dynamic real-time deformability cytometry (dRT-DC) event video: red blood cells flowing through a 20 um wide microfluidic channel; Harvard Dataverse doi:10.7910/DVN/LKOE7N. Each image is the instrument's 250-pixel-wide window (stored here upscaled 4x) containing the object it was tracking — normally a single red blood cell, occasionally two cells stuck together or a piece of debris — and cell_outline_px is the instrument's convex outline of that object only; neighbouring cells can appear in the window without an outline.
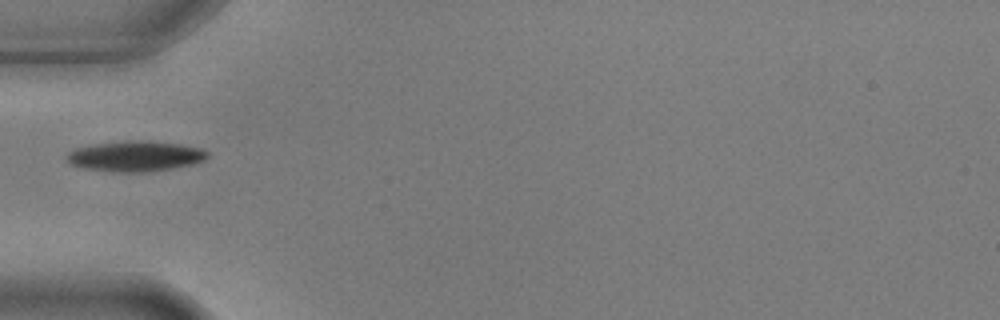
{"species": "common noctule bat (a hibernating species)", "species_latin": "Nyctalus noctula", "temperature_condition": "warm", "stored_images_in_passage": 1, "camera_frame_rate_fps": 3000, "um_per_image_px": 0.085, "animal": {"sex": "male", "body_mass_g": 17.9, "forearm_length_mm": 54.2}, "frame": {"image": 1, "passage_image": 1, "time_ms": 0.0, "image_size_px": [1000, 320], "cell_outline_px": [[208, 156], [204, 160], [192, 164], [172, 168], [144, 172], [112, 172], [84, 168], [72, 164], [64, 156], [68, 152], [76, 148], [92, 144], [124, 140], [152, 140], [180, 144], [204, 148], [208, 152]], "centroid_in_image_um": [11.51, 13.26], "position_along_channel_um": 73.5, "area_um2": 25.26}}